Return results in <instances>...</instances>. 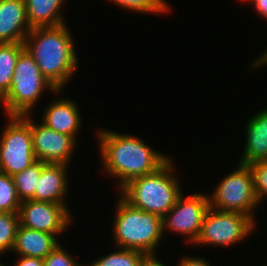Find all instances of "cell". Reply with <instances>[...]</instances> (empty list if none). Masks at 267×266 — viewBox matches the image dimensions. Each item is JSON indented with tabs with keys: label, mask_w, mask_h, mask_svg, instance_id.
<instances>
[{
	"label": "cell",
	"mask_w": 267,
	"mask_h": 266,
	"mask_svg": "<svg viewBox=\"0 0 267 266\" xmlns=\"http://www.w3.org/2000/svg\"><path fill=\"white\" fill-rule=\"evenodd\" d=\"M58 94L57 90L40 72L35 60L24 48L16 62L10 90L0 100L2 108L8 115H28L31 114L44 91Z\"/></svg>",
	"instance_id": "5b68a950"
},
{
	"label": "cell",
	"mask_w": 267,
	"mask_h": 266,
	"mask_svg": "<svg viewBox=\"0 0 267 266\" xmlns=\"http://www.w3.org/2000/svg\"><path fill=\"white\" fill-rule=\"evenodd\" d=\"M75 38L67 24L32 28L24 48L38 65L42 75L57 89H65L78 68Z\"/></svg>",
	"instance_id": "7a4b0ae2"
},
{
	"label": "cell",
	"mask_w": 267,
	"mask_h": 266,
	"mask_svg": "<svg viewBox=\"0 0 267 266\" xmlns=\"http://www.w3.org/2000/svg\"><path fill=\"white\" fill-rule=\"evenodd\" d=\"M59 243L44 259L43 266H84L79 264L73 254H69V251L64 249ZM86 266V265H85Z\"/></svg>",
	"instance_id": "d4e9b609"
},
{
	"label": "cell",
	"mask_w": 267,
	"mask_h": 266,
	"mask_svg": "<svg viewBox=\"0 0 267 266\" xmlns=\"http://www.w3.org/2000/svg\"><path fill=\"white\" fill-rule=\"evenodd\" d=\"M116 200L111 228L114 247L157 254L164 237L162 217L133 207L120 194Z\"/></svg>",
	"instance_id": "3957f363"
},
{
	"label": "cell",
	"mask_w": 267,
	"mask_h": 266,
	"mask_svg": "<svg viewBox=\"0 0 267 266\" xmlns=\"http://www.w3.org/2000/svg\"><path fill=\"white\" fill-rule=\"evenodd\" d=\"M15 266H43V259L28 256H19Z\"/></svg>",
	"instance_id": "83f0119b"
},
{
	"label": "cell",
	"mask_w": 267,
	"mask_h": 266,
	"mask_svg": "<svg viewBox=\"0 0 267 266\" xmlns=\"http://www.w3.org/2000/svg\"><path fill=\"white\" fill-rule=\"evenodd\" d=\"M249 167L254 178V190L257 200L259 204H262L267 199V160L254 162Z\"/></svg>",
	"instance_id": "cb8c5ba5"
},
{
	"label": "cell",
	"mask_w": 267,
	"mask_h": 266,
	"mask_svg": "<svg viewBox=\"0 0 267 266\" xmlns=\"http://www.w3.org/2000/svg\"><path fill=\"white\" fill-rule=\"evenodd\" d=\"M258 57H256L254 62L251 63V66H250L251 68H249V69L260 68V66L263 67L264 65L267 66V47L264 50V52Z\"/></svg>",
	"instance_id": "f546056e"
},
{
	"label": "cell",
	"mask_w": 267,
	"mask_h": 266,
	"mask_svg": "<svg viewBox=\"0 0 267 266\" xmlns=\"http://www.w3.org/2000/svg\"><path fill=\"white\" fill-rule=\"evenodd\" d=\"M180 259L178 266H210V262H208L204 257L198 258L185 255V257Z\"/></svg>",
	"instance_id": "484cf974"
},
{
	"label": "cell",
	"mask_w": 267,
	"mask_h": 266,
	"mask_svg": "<svg viewBox=\"0 0 267 266\" xmlns=\"http://www.w3.org/2000/svg\"><path fill=\"white\" fill-rule=\"evenodd\" d=\"M21 203L13 177L0 172V212H19Z\"/></svg>",
	"instance_id": "603a6c76"
},
{
	"label": "cell",
	"mask_w": 267,
	"mask_h": 266,
	"mask_svg": "<svg viewBox=\"0 0 267 266\" xmlns=\"http://www.w3.org/2000/svg\"><path fill=\"white\" fill-rule=\"evenodd\" d=\"M56 235L19 225L12 252L17 256L44 259L58 244Z\"/></svg>",
	"instance_id": "2e32d148"
},
{
	"label": "cell",
	"mask_w": 267,
	"mask_h": 266,
	"mask_svg": "<svg viewBox=\"0 0 267 266\" xmlns=\"http://www.w3.org/2000/svg\"><path fill=\"white\" fill-rule=\"evenodd\" d=\"M70 212L67 203L25 200L19 207V224L60 237L72 225L73 216Z\"/></svg>",
	"instance_id": "30bf717a"
},
{
	"label": "cell",
	"mask_w": 267,
	"mask_h": 266,
	"mask_svg": "<svg viewBox=\"0 0 267 266\" xmlns=\"http://www.w3.org/2000/svg\"><path fill=\"white\" fill-rule=\"evenodd\" d=\"M24 43H0V100L10 90L13 71Z\"/></svg>",
	"instance_id": "ac0fdd59"
},
{
	"label": "cell",
	"mask_w": 267,
	"mask_h": 266,
	"mask_svg": "<svg viewBox=\"0 0 267 266\" xmlns=\"http://www.w3.org/2000/svg\"><path fill=\"white\" fill-rule=\"evenodd\" d=\"M99 156L107 175L119 181L118 190L130 180L156 172L170 156L155 151L141 138L111 130H98Z\"/></svg>",
	"instance_id": "6da1fadb"
},
{
	"label": "cell",
	"mask_w": 267,
	"mask_h": 266,
	"mask_svg": "<svg viewBox=\"0 0 267 266\" xmlns=\"http://www.w3.org/2000/svg\"><path fill=\"white\" fill-rule=\"evenodd\" d=\"M66 0H25L31 28L54 27L65 24L63 9Z\"/></svg>",
	"instance_id": "e0dca14e"
},
{
	"label": "cell",
	"mask_w": 267,
	"mask_h": 266,
	"mask_svg": "<svg viewBox=\"0 0 267 266\" xmlns=\"http://www.w3.org/2000/svg\"><path fill=\"white\" fill-rule=\"evenodd\" d=\"M256 222L248 215L218 211L211 207L205 213L196 246L230 247L254 234Z\"/></svg>",
	"instance_id": "ba28073f"
},
{
	"label": "cell",
	"mask_w": 267,
	"mask_h": 266,
	"mask_svg": "<svg viewBox=\"0 0 267 266\" xmlns=\"http://www.w3.org/2000/svg\"><path fill=\"white\" fill-rule=\"evenodd\" d=\"M0 135V172L11 177L37 161L31 136V114L8 115Z\"/></svg>",
	"instance_id": "52a82bcc"
},
{
	"label": "cell",
	"mask_w": 267,
	"mask_h": 266,
	"mask_svg": "<svg viewBox=\"0 0 267 266\" xmlns=\"http://www.w3.org/2000/svg\"><path fill=\"white\" fill-rule=\"evenodd\" d=\"M70 165L47 163L42 171L35 190V201L67 203L68 168Z\"/></svg>",
	"instance_id": "9a60e30c"
},
{
	"label": "cell",
	"mask_w": 267,
	"mask_h": 266,
	"mask_svg": "<svg viewBox=\"0 0 267 266\" xmlns=\"http://www.w3.org/2000/svg\"><path fill=\"white\" fill-rule=\"evenodd\" d=\"M157 258V254L146 255L139 266H166V264Z\"/></svg>",
	"instance_id": "f1b7e54d"
},
{
	"label": "cell",
	"mask_w": 267,
	"mask_h": 266,
	"mask_svg": "<svg viewBox=\"0 0 267 266\" xmlns=\"http://www.w3.org/2000/svg\"><path fill=\"white\" fill-rule=\"evenodd\" d=\"M31 136L35 157L44 163L69 165L74 156L77 141L66 134L34 122L31 115Z\"/></svg>",
	"instance_id": "8fae6325"
},
{
	"label": "cell",
	"mask_w": 267,
	"mask_h": 266,
	"mask_svg": "<svg viewBox=\"0 0 267 266\" xmlns=\"http://www.w3.org/2000/svg\"><path fill=\"white\" fill-rule=\"evenodd\" d=\"M245 124V143L238 163L250 165L267 160V107L250 116Z\"/></svg>",
	"instance_id": "5bb4252c"
},
{
	"label": "cell",
	"mask_w": 267,
	"mask_h": 266,
	"mask_svg": "<svg viewBox=\"0 0 267 266\" xmlns=\"http://www.w3.org/2000/svg\"><path fill=\"white\" fill-rule=\"evenodd\" d=\"M46 164L47 163L37 160L31 166L12 176L21 202L25 200H35V190L38 180Z\"/></svg>",
	"instance_id": "d6986e66"
},
{
	"label": "cell",
	"mask_w": 267,
	"mask_h": 266,
	"mask_svg": "<svg viewBox=\"0 0 267 266\" xmlns=\"http://www.w3.org/2000/svg\"><path fill=\"white\" fill-rule=\"evenodd\" d=\"M119 6L137 13L166 14L171 7L166 0H108ZM168 2V3H167Z\"/></svg>",
	"instance_id": "7402d4cb"
},
{
	"label": "cell",
	"mask_w": 267,
	"mask_h": 266,
	"mask_svg": "<svg viewBox=\"0 0 267 266\" xmlns=\"http://www.w3.org/2000/svg\"><path fill=\"white\" fill-rule=\"evenodd\" d=\"M209 207V194L196 192L186 197L181 193L174 206L162 218L163 235L165 231H170L171 234L183 235L187 244H194Z\"/></svg>",
	"instance_id": "9c48e42d"
},
{
	"label": "cell",
	"mask_w": 267,
	"mask_h": 266,
	"mask_svg": "<svg viewBox=\"0 0 267 266\" xmlns=\"http://www.w3.org/2000/svg\"><path fill=\"white\" fill-rule=\"evenodd\" d=\"M175 167L170 158L156 172L130 180L119 194L133 207L163 218L183 192Z\"/></svg>",
	"instance_id": "277c9868"
},
{
	"label": "cell",
	"mask_w": 267,
	"mask_h": 266,
	"mask_svg": "<svg viewBox=\"0 0 267 266\" xmlns=\"http://www.w3.org/2000/svg\"><path fill=\"white\" fill-rule=\"evenodd\" d=\"M146 254L125 248L108 253L87 266H139Z\"/></svg>",
	"instance_id": "ffe728a7"
},
{
	"label": "cell",
	"mask_w": 267,
	"mask_h": 266,
	"mask_svg": "<svg viewBox=\"0 0 267 266\" xmlns=\"http://www.w3.org/2000/svg\"><path fill=\"white\" fill-rule=\"evenodd\" d=\"M233 171L220 180L209 196L211 208L224 212H237L250 216L254 221L259 202L254 190V178L249 165L237 162Z\"/></svg>",
	"instance_id": "8992f818"
},
{
	"label": "cell",
	"mask_w": 267,
	"mask_h": 266,
	"mask_svg": "<svg viewBox=\"0 0 267 266\" xmlns=\"http://www.w3.org/2000/svg\"><path fill=\"white\" fill-rule=\"evenodd\" d=\"M19 225L18 212H0V257L12 252Z\"/></svg>",
	"instance_id": "44dd1931"
},
{
	"label": "cell",
	"mask_w": 267,
	"mask_h": 266,
	"mask_svg": "<svg viewBox=\"0 0 267 266\" xmlns=\"http://www.w3.org/2000/svg\"><path fill=\"white\" fill-rule=\"evenodd\" d=\"M0 266H6V265H5V263L3 264V263L1 262V260H0Z\"/></svg>",
	"instance_id": "4dcf8cb0"
},
{
	"label": "cell",
	"mask_w": 267,
	"mask_h": 266,
	"mask_svg": "<svg viewBox=\"0 0 267 266\" xmlns=\"http://www.w3.org/2000/svg\"><path fill=\"white\" fill-rule=\"evenodd\" d=\"M78 107L73 99L58 98L47 104L40 121L46 127L69 135L77 141L76 136L82 127V116Z\"/></svg>",
	"instance_id": "7c38bea8"
},
{
	"label": "cell",
	"mask_w": 267,
	"mask_h": 266,
	"mask_svg": "<svg viewBox=\"0 0 267 266\" xmlns=\"http://www.w3.org/2000/svg\"><path fill=\"white\" fill-rule=\"evenodd\" d=\"M31 29L25 0H0V43H24Z\"/></svg>",
	"instance_id": "4fadbf2b"
},
{
	"label": "cell",
	"mask_w": 267,
	"mask_h": 266,
	"mask_svg": "<svg viewBox=\"0 0 267 266\" xmlns=\"http://www.w3.org/2000/svg\"><path fill=\"white\" fill-rule=\"evenodd\" d=\"M243 2L252 3L255 12L260 15L264 20H267V0H242Z\"/></svg>",
	"instance_id": "4316f807"
}]
</instances>
